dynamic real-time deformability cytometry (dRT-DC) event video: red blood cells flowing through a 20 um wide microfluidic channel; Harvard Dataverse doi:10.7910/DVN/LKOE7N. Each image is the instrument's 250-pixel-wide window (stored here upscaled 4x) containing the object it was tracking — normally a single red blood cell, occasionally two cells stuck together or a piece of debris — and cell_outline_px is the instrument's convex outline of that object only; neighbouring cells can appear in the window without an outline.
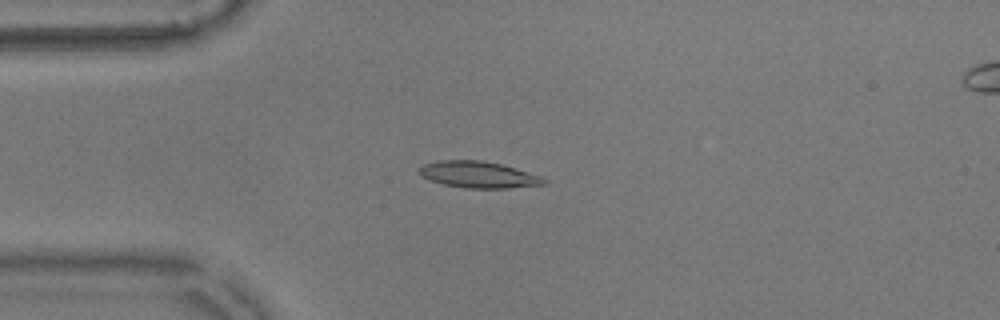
{"species": "common noctule bat (a hibernating species)", "species_latin": "Nyctalus noctula", "temperature_condition": "warm", "stored_images_in_passage": 51, "camera_frame_rate_fps": 3000, "um_per_image_px": 0.085, "animal": {"sex": "male", "body_mass_g": 17.9}, "frame": {"image": 1, "passage_image": 9, "time_ms": 2.667, "image_size_px": [1000, 320], "cell_outline_px": [[548, 184], [508, 188], [464, 188], [444, 184], [428, 180], [420, 176], [416, 172], [424, 164], [440, 160], [480, 160], [500, 164], [540, 176], [548, 180]], "centroid_in_image_um": [40.63, 14.85], "position_along_channel_um": 44.4, "area_um2": 19.25}}
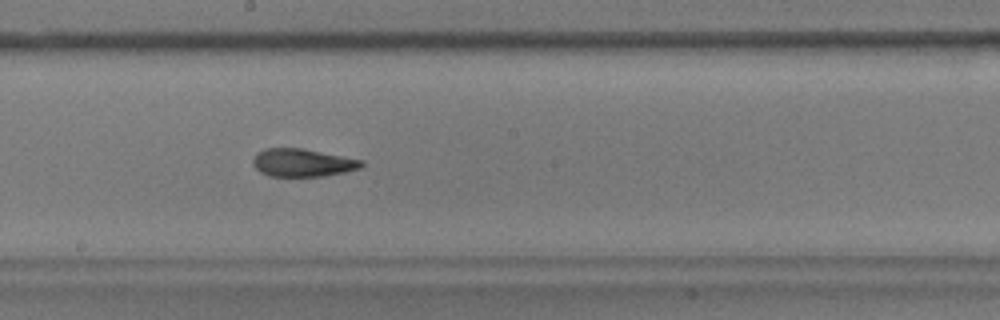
{"frame": {"image": 2, "passage_image": 25, "time_ms": 8.0, "image_size_px": [1000, 320], "cell_outline_px": [[364, 164], [360, 168], [344, 172], [324, 176], [268, 176], [260, 172], [252, 164], [252, 160], [256, 152], [264, 148], [300, 148], [364, 160]], "centroid_in_image_um": [25.68, 13.83], "position_along_channel_um": 222.5, "area_um2": 17.69}}
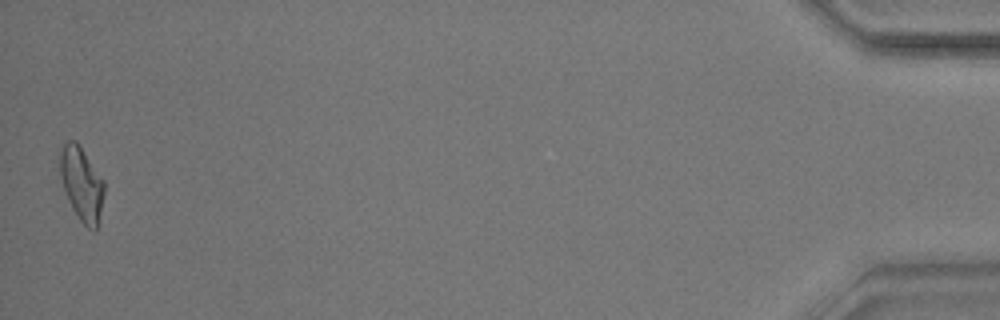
{"frame": {"image": 3, "passage_image": 50, "time_ms": 16.333, "image_size_px": [1000, 320], "cell_outline_px": [[104, 192], [100, 212], [96, 228], [88, 228], [80, 220], [72, 208], [68, 200], [60, 176], [60, 152], [64, 144], [68, 140], [76, 140], [104, 180]], "centroid_in_image_um": [6.93, 15.59], "position_along_channel_um": 428.3, "area_um2": 18.61}, "authors_computed_cell_mechanics": {"area_um2": 17.9758, "velocity_mm_per_s": 3.6207, "shape_relaxation_time_tau1_ms": 7.6386, "shape_relaxation_time_tau2_ms": 2.882, "deformation_change_tau1": 0.2136, "deformation_change_tau2": 0.1084}}